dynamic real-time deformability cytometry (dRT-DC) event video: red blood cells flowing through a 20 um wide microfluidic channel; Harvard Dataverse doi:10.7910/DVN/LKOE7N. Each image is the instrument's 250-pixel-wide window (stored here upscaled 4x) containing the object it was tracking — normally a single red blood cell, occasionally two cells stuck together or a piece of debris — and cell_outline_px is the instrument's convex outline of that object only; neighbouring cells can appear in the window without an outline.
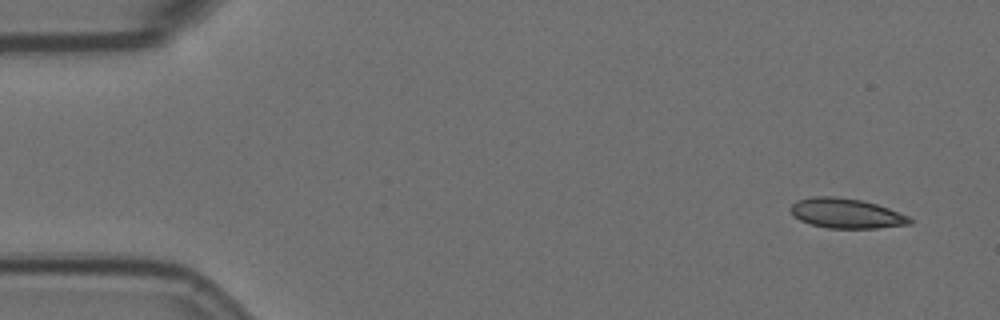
{"species": "Egyptian fruit bat (a non-hibernating species)", "species_latin": "Rousettus aegyptiacus", "temperature_condition": "room temperature", "stored_images_in_passage": 4, "camera_frame_rate_fps": 3000, "um_per_image_px": 0.085, "animal": {"sex": "female"}, "frame": {"image": 1, "passage_image": 1, "time_ms": 0.0, "image_size_px": [1000, 320], "cell_outline_px": [[912, 224], [876, 228], [828, 228], [812, 224], [800, 220], [792, 216], [788, 208], [796, 200], [812, 196], [836, 196], [864, 200], [888, 208], [908, 216], [912, 220]], "centroid_in_image_um": [71.89, 18.12], "position_along_channel_um": 13.1, "area_um2": 20.92}}
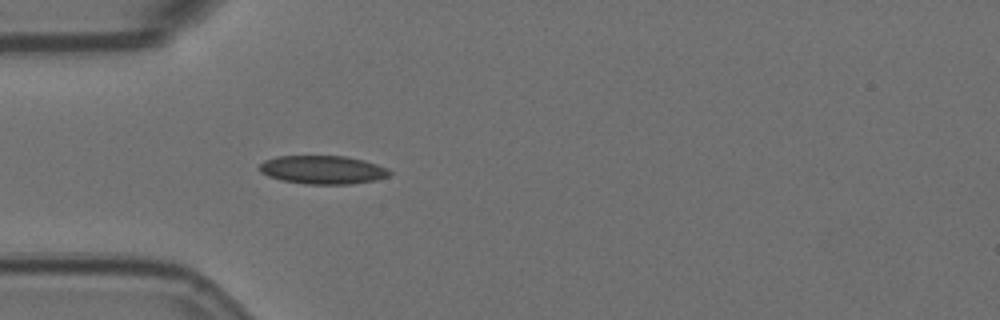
{"frame": {"image": 2, "passage_image": 4, "time_ms": 1.0, "image_size_px": [1000, 320], "cell_outline_px": [[392, 172], [388, 176], [376, 180], [352, 184], [304, 184], [280, 180], [268, 176], [260, 172], [256, 168], [264, 160], [276, 156], [344, 156], [364, 160], [388, 168]], "centroid_in_image_um": [27.4, 14.43], "position_along_channel_um": 57.6, "area_um2": 21.79}}